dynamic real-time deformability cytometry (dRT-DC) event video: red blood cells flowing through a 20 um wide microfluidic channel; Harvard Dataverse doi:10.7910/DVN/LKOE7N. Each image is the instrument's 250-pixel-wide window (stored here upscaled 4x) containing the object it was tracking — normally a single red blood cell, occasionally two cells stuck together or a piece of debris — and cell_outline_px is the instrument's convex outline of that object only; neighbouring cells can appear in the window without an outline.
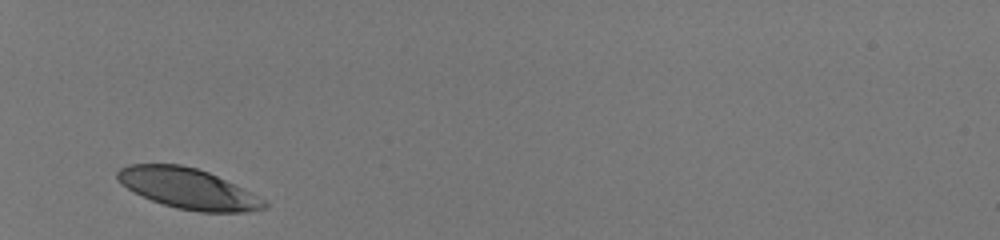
{"species": "human", "species_latin": "Homo sapiens", "temperature_condition": "room temperature", "stored_images_in_passage": 28, "camera_frame_rate_fps": 3000, "um_per_image_px": 0.085, "donor": {"sex": "male"}, "frame": {"image": 1, "passage_image": 1, "time_ms": 0.0, "image_size_px": [1000, 240], "cell_outline_px": [[268, 204], [264, 208], [244, 212], [200, 212], [176, 208], [152, 200], [120, 184], [116, 176], [116, 172], [120, 168], [128, 164], [180, 164], [196, 168], [208, 172], [244, 188], [264, 200]], "centroid_in_image_um": [15.97, 16.02], "position_along_channel_um": 69.0, "area_um2": 34.33}}
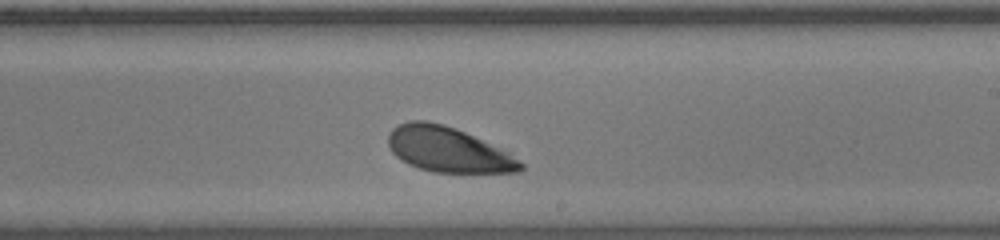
{"frame": {"image": 2, "passage_image": 16, "time_ms": 5.0, "image_size_px": [1000, 240], "cell_outline_px": [[524, 168], [516, 172], [432, 172], [408, 164], [400, 160], [392, 152], [388, 144], [388, 132], [392, 128], [408, 120], [428, 120], [444, 124], [464, 132], [520, 160], [524, 164]], "centroid_in_image_um": [37.99, 12.71], "position_along_channel_um": 251.0, "area_um2": 34.22}}
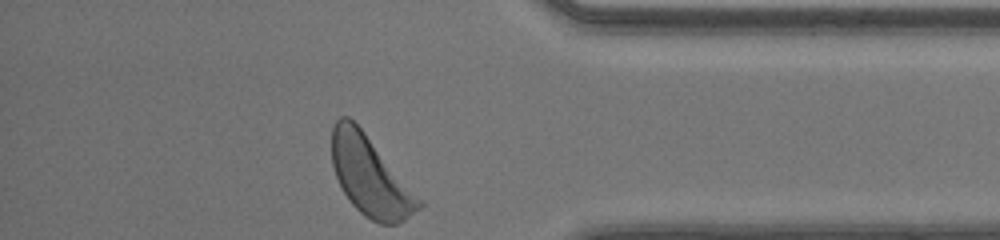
{"frame": {"image": 3, "passage_image": 28, "time_ms": 9.0, "image_size_px": [1000, 240], "cell_outline_px": [[424, 204], [420, 208], [404, 220], [396, 224], [380, 224], [364, 216], [348, 200], [336, 176], [332, 164], [332, 128], [336, 120], [340, 116], [348, 116], [364, 132], [424, 200]], "centroid_in_image_um": [31.49, 15.0], "position_along_channel_um": 403.7, "area_um2": 40.11}, "authors_computed_cell_mechanics": {"area_um2": 35.8649, "velocity_mm_per_s": 4.0283, "shape_relaxation_time_tau1_ms": 0.6215, "shape_relaxation_time_tau2_ms": null, "deformation_change_tau1": 0.0763, "deformation_change_tau2": null}}